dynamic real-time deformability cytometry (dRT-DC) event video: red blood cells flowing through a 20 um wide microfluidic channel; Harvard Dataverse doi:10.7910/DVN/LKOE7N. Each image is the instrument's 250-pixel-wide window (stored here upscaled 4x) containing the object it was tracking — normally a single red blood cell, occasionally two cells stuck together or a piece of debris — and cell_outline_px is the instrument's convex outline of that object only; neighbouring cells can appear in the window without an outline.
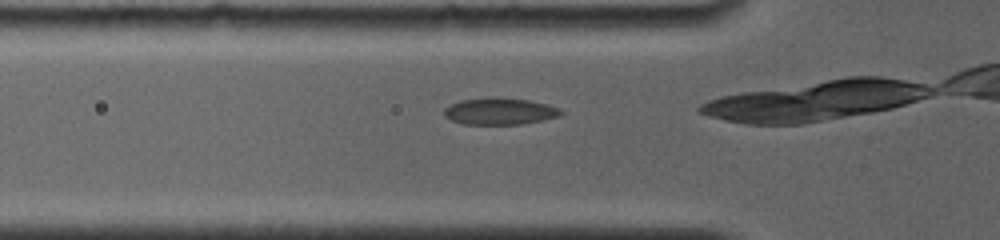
{"species": "common noctule bat (a hibernating species)", "species_latin": "Nyctalus noctula", "temperature_condition": "room temperature", "stored_images_in_passage": 6, "camera_frame_rate_fps": 4000, "um_per_image_px": 0.085, "animal": {"sex": "female", "body_mass_g": 19.0, "forearm_length_mm": 56.7}, "frame": {"image": 1, "passage_image": 2, "time_ms": 0.5, "image_size_px": [1000, 240], "cell_outline_px": [[564, 112], [560, 116], [544, 120], [520, 124], [464, 124], [452, 120], [444, 116], [444, 108], [460, 100], [488, 96], [496, 96], [528, 100], [548, 104], [560, 108]], "centroid_in_image_um": [42.5, 9.44], "position_along_channel_um": 83.3, "area_um2": 18.5}}